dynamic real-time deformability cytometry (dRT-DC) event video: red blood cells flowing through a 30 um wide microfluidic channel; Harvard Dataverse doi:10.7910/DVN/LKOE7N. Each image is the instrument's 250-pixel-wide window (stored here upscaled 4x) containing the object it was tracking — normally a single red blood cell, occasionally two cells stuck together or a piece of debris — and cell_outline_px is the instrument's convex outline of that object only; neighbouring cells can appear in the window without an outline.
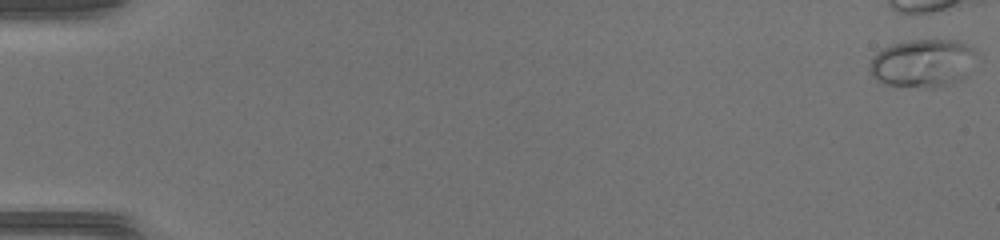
{"species": "common noctule bat (a hibernating species)", "species_latin": "Nyctalus noctula", "temperature_condition": "warm", "stored_images_in_passage": 5, "camera_frame_rate_fps": 3000, "um_per_image_px": 0.085, "animal": {"sex": "female", "body_mass_g": 17.0, "forearm_length_mm": 48.0}, "frame": {"image": 1, "passage_image": 1, "time_ms": 0.0, "image_size_px": [1000, 240], "cell_outline_px": [[976, 52], [968, 76], [952, 84], [932, 88], [928, 88], [884, 84], [876, 80], [868, 72], [868, 64], [872, 56], [876, 52], [892, 44], [908, 40], [956, 40], [972, 48]], "centroid_in_image_um": [78.39, 5.38], "position_along_channel_um": 6.6, "area_um2": 30.29}}